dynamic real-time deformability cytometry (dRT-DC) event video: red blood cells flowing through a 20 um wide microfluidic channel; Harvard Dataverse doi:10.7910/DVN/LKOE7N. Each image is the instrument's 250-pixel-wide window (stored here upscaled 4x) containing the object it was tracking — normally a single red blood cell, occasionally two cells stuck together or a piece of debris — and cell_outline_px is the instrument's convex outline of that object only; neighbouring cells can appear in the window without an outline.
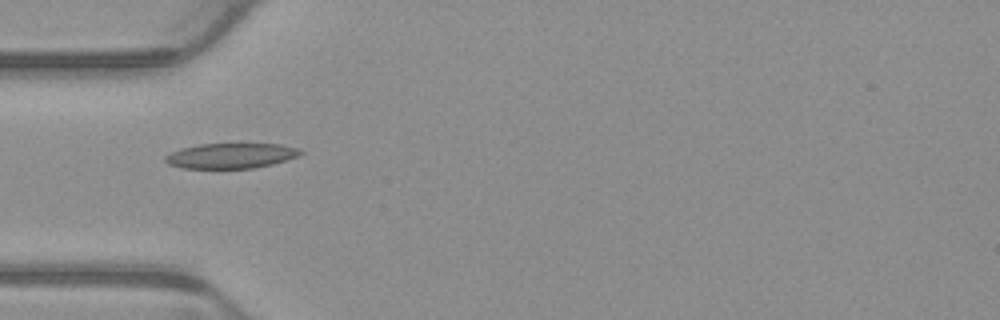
{"species": "common noctule bat (a hibernating species)", "species_latin": "Nyctalus noctula", "temperature_condition": "warm", "stored_images_in_passage": 7, "camera_frame_rate_fps": 3000, "um_per_image_px": 0.085, "animal": {"sex": "male", "body_mass_g": 23.1, "forearm_length_mm": 52.7}, "frame": {"image": 1, "passage_image": 5, "time_ms": 1.333, "image_size_px": [1000, 320], "cell_outline_px": [[304, 152], [300, 156], [272, 164], [252, 168], [180, 168], [168, 164], [164, 160], [164, 156], [180, 148], [200, 144], [280, 144], [300, 148]], "centroid_in_image_um": [19.64, 13.23], "position_along_channel_um": 65.4, "area_um2": 19.94}}
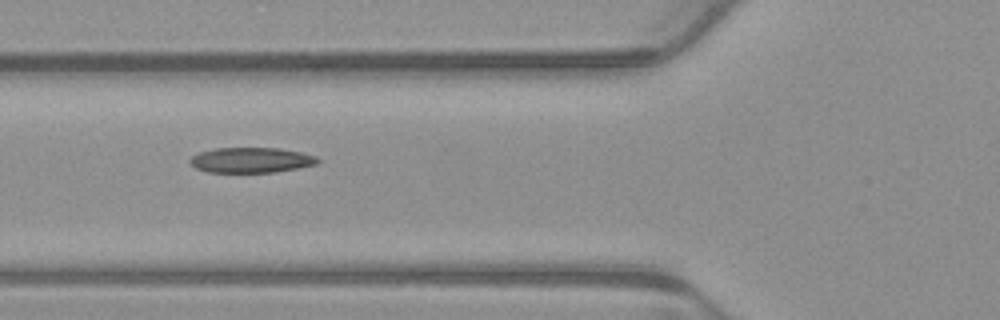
{"frame": {"image": 2, "passage_image": 6, "time_ms": 1.667, "image_size_px": [1000, 320], "cell_outline_px": [[320, 160], [316, 164], [276, 172], [208, 172], [196, 168], [188, 160], [192, 156], [200, 152], [216, 148], [280, 148], [300, 152], [316, 156]], "centroid_in_image_um": [21.34, 13.6], "position_along_channel_um": 104.5, "area_um2": 18.67}}
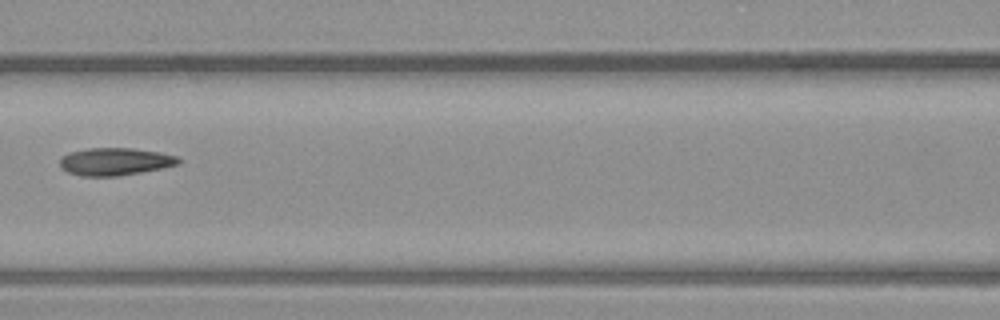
{"frame": {"image": 3, "passage_image": 7, "time_ms": 2.0, "image_size_px": [1000, 320], "cell_outline_px": [[184, 160], [180, 164], [164, 168], [116, 176], [80, 176], [68, 172], [60, 168], [60, 160], [68, 152], [88, 148], [132, 148], [160, 152], [176, 156]], "centroid_in_image_um": [9.81, 13.73], "position_along_channel_um": 156.8, "area_um2": 19.19}}